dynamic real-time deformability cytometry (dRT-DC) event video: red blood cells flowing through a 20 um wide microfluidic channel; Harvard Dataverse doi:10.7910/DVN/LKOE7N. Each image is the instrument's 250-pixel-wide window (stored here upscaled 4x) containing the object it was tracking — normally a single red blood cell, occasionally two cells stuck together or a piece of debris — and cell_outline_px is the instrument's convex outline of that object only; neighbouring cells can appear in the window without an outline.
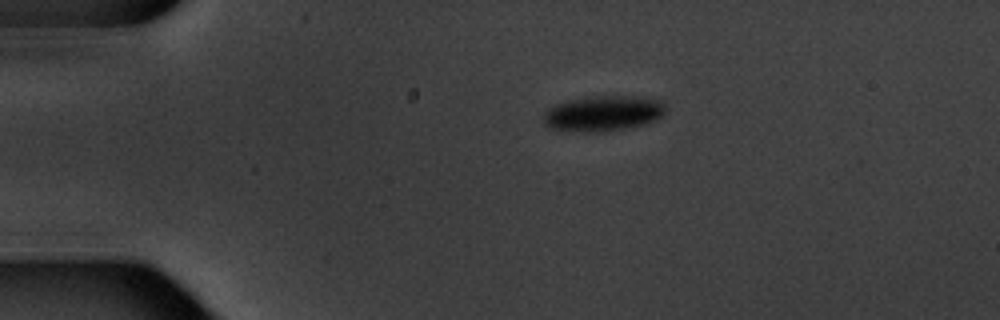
{"species": "common noctule bat (a hibernating species)", "species_latin": "Nyctalus noctula", "temperature_condition": "warm", "stored_images_in_passage": 4, "camera_frame_rate_fps": 3000, "um_per_image_px": 0.085, "animal": {"sex": "male", "body_mass_g": 20.1, "forearm_length_mm": 53.5}, "frame": {"image": 1, "passage_image": 1, "time_ms": 0.0, "image_size_px": [1000, 320], "cell_outline_px": [[664, 112], [656, 120], [644, 124], [624, 128], [592, 132], [572, 132], [548, 128], [544, 124], [544, 112], [556, 104], [572, 100], [596, 96], [640, 96], [660, 100], [664, 104]], "centroid_in_image_um": [51.25, 9.64], "position_along_channel_um": 33.8, "area_um2": 25.03}}
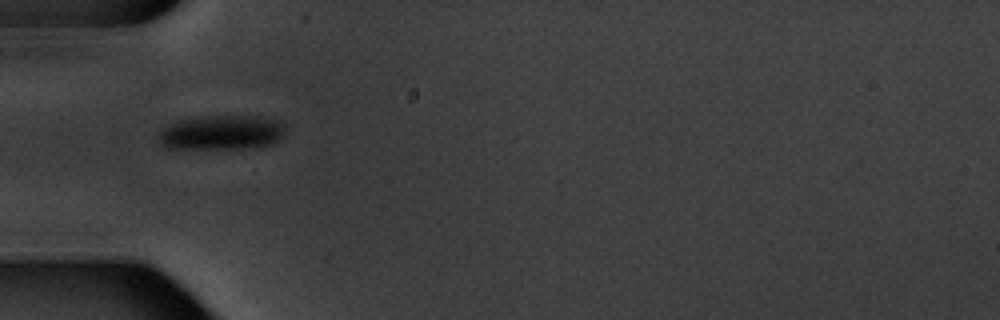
{"frame": {"image": 2, "passage_image": 3, "time_ms": 2.333, "image_size_px": [1000, 320], "cell_outline_px": [[284, 128], [280, 140], [272, 144], [252, 148], [168, 148], [156, 136], [168, 124], [180, 120], [204, 116], [256, 116], [276, 120], [284, 124]], "centroid_in_image_um": [18.85, 11.26], "position_along_channel_um": 66.1, "area_um2": 25.32}}